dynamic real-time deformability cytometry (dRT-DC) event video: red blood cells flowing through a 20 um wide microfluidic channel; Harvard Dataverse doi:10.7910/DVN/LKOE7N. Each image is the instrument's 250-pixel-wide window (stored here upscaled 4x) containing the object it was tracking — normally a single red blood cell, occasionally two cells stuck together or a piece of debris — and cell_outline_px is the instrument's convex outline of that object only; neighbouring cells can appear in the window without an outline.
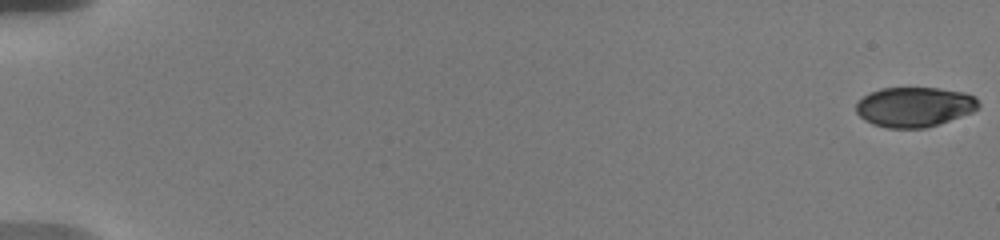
{"species": "human", "species_latin": "Homo sapiens", "temperature_condition": "warm", "stored_images_in_passage": 15, "camera_frame_rate_fps": 3000, "um_per_image_px": 0.085, "donor": {"sex": "male"}, "frame": {"image": 1, "passage_image": 1, "time_ms": 0.0, "image_size_px": [1000, 240], "cell_outline_px": [[980, 104], [972, 112], [924, 128], [888, 128], [872, 124], [864, 120], [856, 112], [856, 104], [864, 96], [880, 88], [940, 88], [964, 92], [976, 96]], "centroid_in_image_um": [77.72, 9.08], "position_along_channel_um": 7.3, "area_um2": 28.26}}
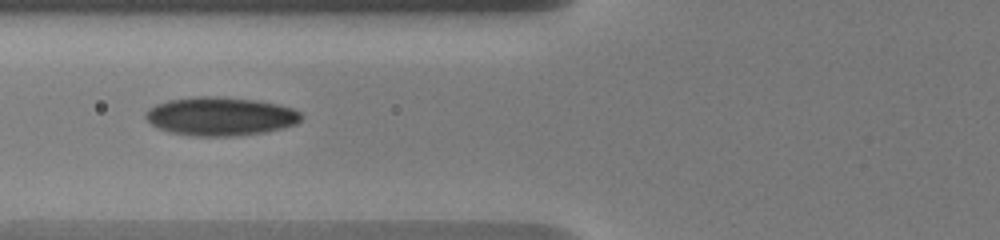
{"frame": {"image": 2, "passage_image": 13, "time_ms": 8.0, "image_size_px": [1000, 240], "cell_outline_px": [[304, 116], [296, 124], [284, 128], [268, 132], [236, 136], [196, 136], [168, 132], [152, 124], [144, 116], [144, 112], [148, 108], [156, 104], [168, 100], [192, 96], [220, 96], [256, 100], [280, 104], [292, 108], [300, 112]], "centroid_in_image_um": [18.76, 9.88], "position_along_channel_um": 107.0, "area_um2": 35.43}}
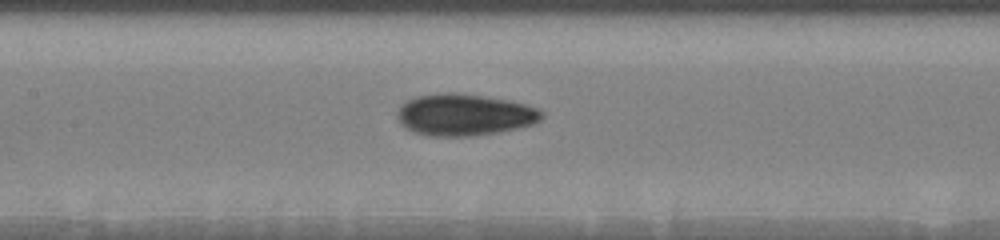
{"frame": {"image": 3, "passage_image": 15, "time_ms": 9.667, "image_size_px": [1000, 240], "cell_outline_px": [[544, 116], [540, 120], [532, 124], [520, 128], [472, 136], [428, 136], [416, 132], [400, 124], [396, 116], [396, 112], [400, 104], [404, 100], [416, 96], [440, 92], [456, 92], [512, 100], [528, 104], [540, 108], [544, 112]], "centroid_in_image_um": [39.48, 9.73], "position_along_channel_um": 167.9, "area_um2": 35.78}}